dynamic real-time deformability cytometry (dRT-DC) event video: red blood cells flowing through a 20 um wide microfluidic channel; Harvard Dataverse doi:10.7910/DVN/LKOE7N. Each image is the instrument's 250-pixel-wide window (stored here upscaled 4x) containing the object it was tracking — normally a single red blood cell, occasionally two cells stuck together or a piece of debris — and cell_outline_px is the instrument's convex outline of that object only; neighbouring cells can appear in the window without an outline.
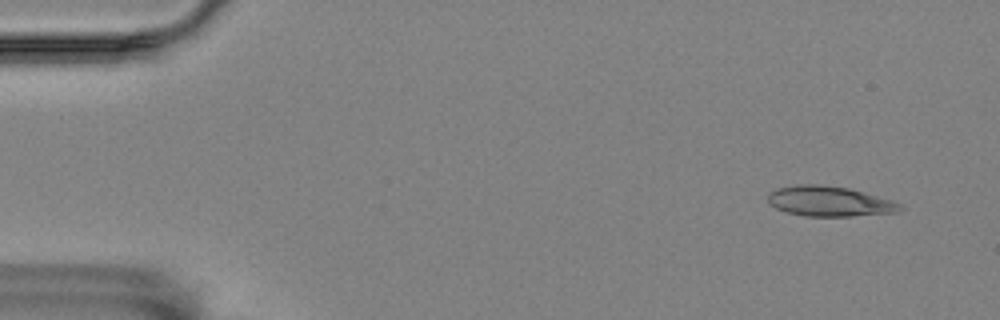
{"species": "Egyptian fruit bat (a non-hibernating species)", "species_latin": "Rousettus aegyptiacus", "temperature_condition": "room temperature", "stored_images_in_passage": 56, "camera_frame_rate_fps": 3000, "um_per_image_px": 0.085, "animal": {"sex": "female"}, "frame": {"image": 1, "passage_image": 3, "time_ms": 0.667, "image_size_px": [1000, 320], "cell_outline_px": [[904, 208], [896, 212], [852, 216], [804, 216], [788, 212], [776, 208], [768, 204], [768, 192], [776, 188], [796, 184], [820, 184], [848, 188], [864, 192], [900, 204]], "centroid_in_image_um": [70.43, 17.1], "position_along_channel_um": 14.6, "area_um2": 23.12}}
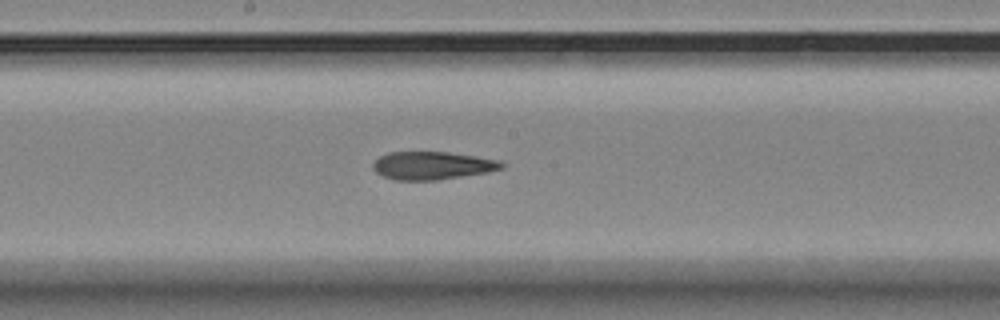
{"frame": {"image": 2, "passage_image": 29, "time_ms": 9.333, "image_size_px": [1000, 320], "cell_outline_px": [[504, 168], [488, 172], [436, 180], [396, 180], [384, 176], [376, 172], [372, 168], [372, 164], [380, 156], [388, 152], [448, 152], [476, 156], [500, 160], [504, 164]], "centroid_in_image_um": [36.75, 14.07], "position_along_channel_um": 211.4, "area_um2": 20.92}}
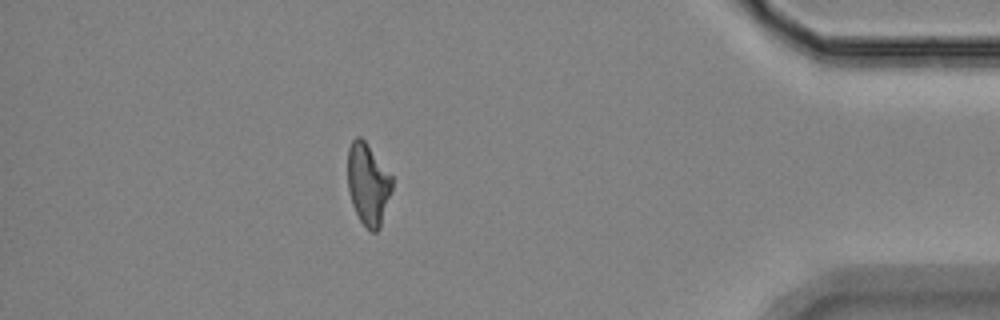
{"frame": {"image": 3, "passage_image": 49, "time_ms": 16.0, "image_size_px": [1000, 320], "cell_outline_px": [[392, 188], [380, 228], [376, 232], [372, 232], [360, 220], [352, 204], [348, 188], [348, 148], [352, 140], [356, 136], [360, 136], [364, 140], [392, 176]], "centroid_in_image_um": [31.28, 15.64], "position_along_channel_um": 403.9, "area_um2": 20.87}, "authors_computed_cell_mechanics": {"area_um2": 21.8195, "velocity_mm_per_s": 3.5155, "shape_relaxation_time_tau1_ms": null, "shape_relaxation_time_tau2_ms": 5.592, "deformation_change_tau1": null, "deformation_change_tau2": 0.1618}}